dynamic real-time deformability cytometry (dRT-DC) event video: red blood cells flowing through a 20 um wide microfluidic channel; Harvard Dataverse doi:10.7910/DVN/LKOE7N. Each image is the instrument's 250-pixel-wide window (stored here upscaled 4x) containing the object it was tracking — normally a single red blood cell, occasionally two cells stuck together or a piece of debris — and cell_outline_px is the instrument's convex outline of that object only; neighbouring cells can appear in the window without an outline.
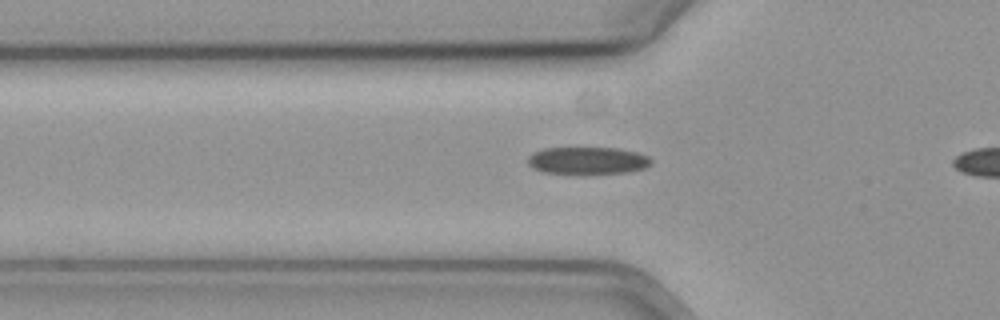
{"species": "common noctule bat (a hibernating species)", "species_latin": "Nyctalus noctula", "temperature_condition": "cold", "stored_images_in_passage": 39, "camera_frame_rate_fps": 3000, "um_per_image_px": 0.085, "animal": {"sex": "female", "body_mass_g": 19.3, "forearm_length_mm": 54.1}, "frame": {"image": 1, "passage_image": 8, "time_ms": 2.333, "image_size_px": [1000, 320], "cell_outline_px": [[652, 164], [644, 168], [628, 172], [588, 176], [584, 176], [544, 172], [532, 168], [528, 164], [528, 156], [532, 152], [544, 148], [616, 148], [636, 152], [648, 156], [652, 160]], "centroid_in_image_um": [49.93, 13.69], "position_along_channel_um": 75.9, "area_um2": 20.4}}
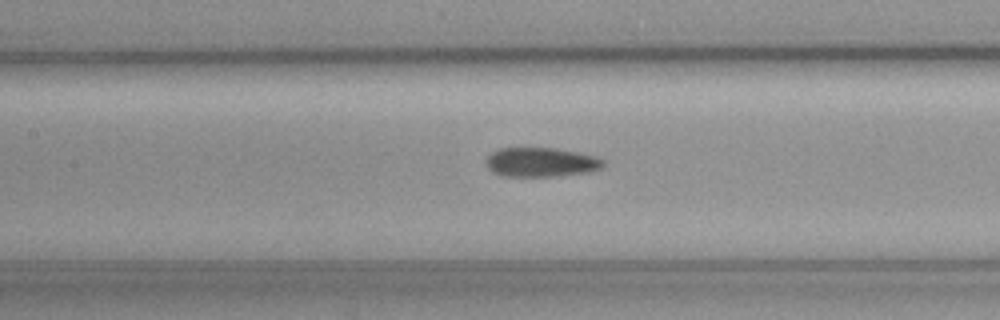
{"frame": {"image": 2, "passage_image": 15, "time_ms": 4.667, "image_size_px": [1000, 320], "cell_outline_px": [[604, 164], [600, 168], [592, 172], [556, 176], [500, 176], [492, 172], [488, 168], [488, 156], [492, 152], [500, 148], [556, 148], [580, 152], [596, 156], [604, 160]], "centroid_in_image_um": [46.03, 13.79], "position_along_channel_um": 161.4, "area_um2": 20.11}}
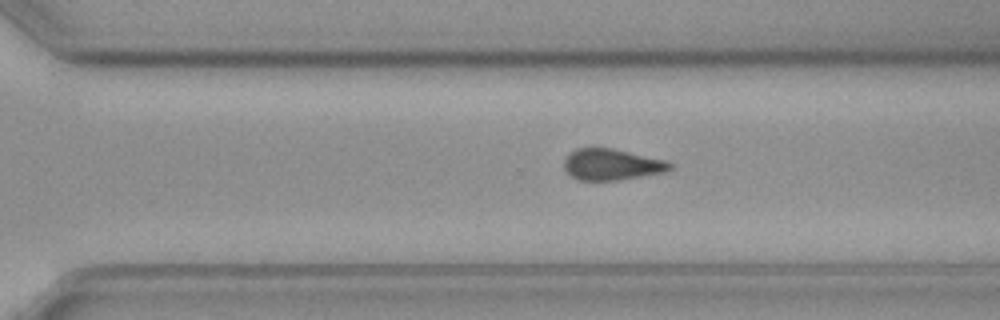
{"frame": {"image": 3, "passage_image": 28, "time_ms": 9.0, "image_size_px": [1000, 320], "cell_outline_px": [[672, 168], [664, 172], [616, 180], [580, 180], [572, 176], [564, 168], [564, 160], [568, 152], [576, 148], [612, 148], [668, 160], [672, 164]], "centroid_in_image_um": [51.99, 13.96], "position_along_channel_um": 318.6, "area_um2": 19.25}, "authors_computed_cell_mechanics": {"area_um2": 20.0566, "velocity_mm_per_s": 3.6414, "shape_relaxation_time_tau1_ms": null, "shape_relaxation_time_tau2_ms": 4.0424, "deformation_change_tau1": null, "deformation_change_tau2": 0.1179}}